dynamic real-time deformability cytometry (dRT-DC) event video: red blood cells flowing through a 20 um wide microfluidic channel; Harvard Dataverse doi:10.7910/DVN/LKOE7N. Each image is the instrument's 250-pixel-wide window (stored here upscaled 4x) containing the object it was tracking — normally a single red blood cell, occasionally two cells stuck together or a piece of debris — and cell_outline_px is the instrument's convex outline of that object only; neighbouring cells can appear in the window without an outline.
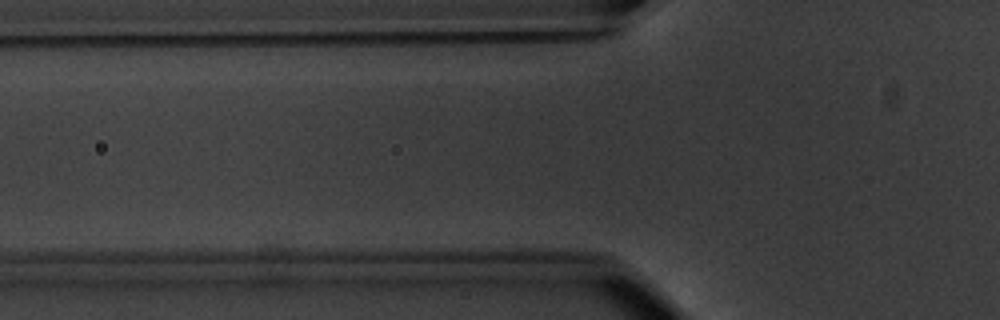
{"species": "common noctule bat (a hibernating species)", "species_latin": "Nyctalus noctula", "temperature_condition": "warm", "stored_images_in_passage": 4, "segment_of_instrument_passage": [1, 2], "camera_frame_rate_fps": 3000, "um_per_image_px": 0.085, "animal": {"sex": "male", "body_mass_g": 20.1, "forearm_length_mm": 53.5}, "frame": {"image": 1, "passage_image": 3, "time_ms": 3.333, "image_size_px": [1000, 320], "cell_outline_px": [[432, 188], [424, 208], [320, 200], [300, 192], [304, 184], [424, 184]], "centroid_in_image_um": [31.58, 16.47], "position_along_channel_um": 94.2, "area_um2": 17.34}}